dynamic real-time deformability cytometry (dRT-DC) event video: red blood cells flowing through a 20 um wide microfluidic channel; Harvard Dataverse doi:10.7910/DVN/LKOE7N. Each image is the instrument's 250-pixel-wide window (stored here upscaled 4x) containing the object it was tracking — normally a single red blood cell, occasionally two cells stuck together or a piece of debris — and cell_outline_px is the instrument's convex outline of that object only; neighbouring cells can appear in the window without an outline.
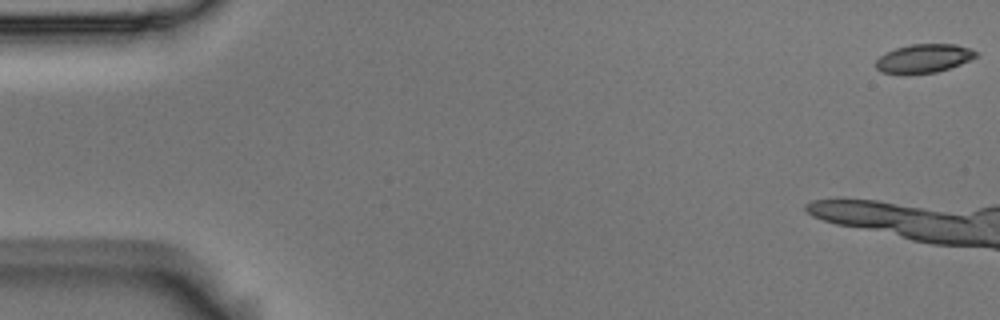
{"species": "Egyptian fruit bat (a non-hibernating species)", "species_latin": "Rousettus aegyptiacus", "temperature_condition": "room temperature", "stored_images_in_passage": 7, "camera_frame_rate_fps": 3000, "um_per_image_px": 0.085, "animal": {"sex": "male"}, "frame": {"image": 1, "passage_image": 1, "time_ms": 0.0, "image_size_px": [1000, 320], "cell_outline_px": [[980, 56], [960, 64], [936, 72], [908, 76], [904, 76], [884, 72], [876, 68], [876, 60], [884, 52], [896, 48], [912, 44], [956, 44], [980, 52]], "centroid_in_image_um": [78.52, 4.99], "position_along_channel_um": 6.5, "area_um2": 17.17}}